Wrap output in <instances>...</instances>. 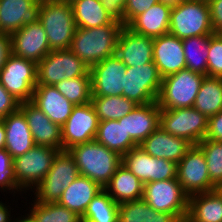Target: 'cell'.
<instances>
[{
    "mask_svg": "<svg viewBox=\"0 0 222 222\" xmlns=\"http://www.w3.org/2000/svg\"><path fill=\"white\" fill-rule=\"evenodd\" d=\"M123 27L122 23L114 20L109 25L96 28H76L70 50L90 69L116 54L117 40Z\"/></svg>",
    "mask_w": 222,
    "mask_h": 222,
    "instance_id": "cell-1",
    "label": "cell"
},
{
    "mask_svg": "<svg viewBox=\"0 0 222 222\" xmlns=\"http://www.w3.org/2000/svg\"><path fill=\"white\" fill-rule=\"evenodd\" d=\"M68 151L73 156L80 175L98 183L103 189L122 164L120 154L96 140L75 145Z\"/></svg>",
    "mask_w": 222,
    "mask_h": 222,
    "instance_id": "cell-2",
    "label": "cell"
},
{
    "mask_svg": "<svg viewBox=\"0 0 222 222\" xmlns=\"http://www.w3.org/2000/svg\"><path fill=\"white\" fill-rule=\"evenodd\" d=\"M38 21L42 24L51 50L70 49L76 30L70 2H42Z\"/></svg>",
    "mask_w": 222,
    "mask_h": 222,
    "instance_id": "cell-3",
    "label": "cell"
},
{
    "mask_svg": "<svg viewBox=\"0 0 222 222\" xmlns=\"http://www.w3.org/2000/svg\"><path fill=\"white\" fill-rule=\"evenodd\" d=\"M169 33L180 39L214 34L207 0H186L172 7Z\"/></svg>",
    "mask_w": 222,
    "mask_h": 222,
    "instance_id": "cell-4",
    "label": "cell"
},
{
    "mask_svg": "<svg viewBox=\"0 0 222 222\" xmlns=\"http://www.w3.org/2000/svg\"><path fill=\"white\" fill-rule=\"evenodd\" d=\"M205 75L183 69L162 78L157 104L160 109L193 107Z\"/></svg>",
    "mask_w": 222,
    "mask_h": 222,
    "instance_id": "cell-5",
    "label": "cell"
},
{
    "mask_svg": "<svg viewBox=\"0 0 222 222\" xmlns=\"http://www.w3.org/2000/svg\"><path fill=\"white\" fill-rule=\"evenodd\" d=\"M59 151L52 147L35 145L24 155L13 159V175L17 186L24 191L22 194H26L29 189L32 192L44 179Z\"/></svg>",
    "mask_w": 222,
    "mask_h": 222,
    "instance_id": "cell-6",
    "label": "cell"
},
{
    "mask_svg": "<svg viewBox=\"0 0 222 222\" xmlns=\"http://www.w3.org/2000/svg\"><path fill=\"white\" fill-rule=\"evenodd\" d=\"M80 175L73 156L68 150H60L44 179L32 189L33 201L55 203L62 192Z\"/></svg>",
    "mask_w": 222,
    "mask_h": 222,
    "instance_id": "cell-7",
    "label": "cell"
},
{
    "mask_svg": "<svg viewBox=\"0 0 222 222\" xmlns=\"http://www.w3.org/2000/svg\"><path fill=\"white\" fill-rule=\"evenodd\" d=\"M143 200L158 212L174 214L181 222L186 220L189 196L177 178L144 184Z\"/></svg>",
    "mask_w": 222,
    "mask_h": 222,
    "instance_id": "cell-8",
    "label": "cell"
},
{
    "mask_svg": "<svg viewBox=\"0 0 222 222\" xmlns=\"http://www.w3.org/2000/svg\"><path fill=\"white\" fill-rule=\"evenodd\" d=\"M0 83L20 103L31 101L37 85V64L11 53L0 70Z\"/></svg>",
    "mask_w": 222,
    "mask_h": 222,
    "instance_id": "cell-9",
    "label": "cell"
},
{
    "mask_svg": "<svg viewBox=\"0 0 222 222\" xmlns=\"http://www.w3.org/2000/svg\"><path fill=\"white\" fill-rule=\"evenodd\" d=\"M208 118L194 107L161 109L160 127L176 137L197 145L205 139Z\"/></svg>",
    "mask_w": 222,
    "mask_h": 222,
    "instance_id": "cell-10",
    "label": "cell"
},
{
    "mask_svg": "<svg viewBox=\"0 0 222 222\" xmlns=\"http://www.w3.org/2000/svg\"><path fill=\"white\" fill-rule=\"evenodd\" d=\"M89 67L70 49L52 50L37 63V85H52L84 76Z\"/></svg>",
    "mask_w": 222,
    "mask_h": 222,
    "instance_id": "cell-11",
    "label": "cell"
},
{
    "mask_svg": "<svg viewBox=\"0 0 222 222\" xmlns=\"http://www.w3.org/2000/svg\"><path fill=\"white\" fill-rule=\"evenodd\" d=\"M162 77L154 62L137 67H127L124 74V89L122 96L138 105L156 102Z\"/></svg>",
    "mask_w": 222,
    "mask_h": 222,
    "instance_id": "cell-12",
    "label": "cell"
},
{
    "mask_svg": "<svg viewBox=\"0 0 222 222\" xmlns=\"http://www.w3.org/2000/svg\"><path fill=\"white\" fill-rule=\"evenodd\" d=\"M176 178L189 197L217 189L211 183L205 156L198 145H193L177 164Z\"/></svg>",
    "mask_w": 222,
    "mask_h": 222,
    "instance_id": "cell-13",
    "label": "cell"
},
{
    "mask_svg": "<svg viewBox=\"0 0 222 222\" xmlns=\"http://www.w3.org/2000/svg\"><path fill=\"white\" fill-rule=\"evenodd\" d=\"M122 164L143 184L176 178L177 164L175 162L151 156L139 146L122 156Z\"/></svg>",
    "mask_w": 222,
    "mask_h": 222,
    "instance_id": "cell-14",
    "label": "cell"
},
{
    "mask_svg": "<svg viewBox=\"0 0 222 222\" xmlns=\"http://www.w3.org/2000/svg\"><path fill=\"white\" fill-rule=\"evenodd\" d=\"M99 119L91 102L73 107L71 115L61 127L62 150L95 140Z\"/></svg>",
    "mask_w": 222,
    "mask_h": 222,
    "instance_id": "cell-15",
    "label": "cell"
},
{
    "mask_svg": "<svg viewBox=\"0 0 222 222\" xmlns=\"http://www.w3.org/2000/svg\"><path fill=\"white\" fill-rule=\"evenodd\" d=\"M127 66L114 54L90 68L92 97L122 95Z\"/></svg>",
    "mask_w": 222,
    "mask_h": 222,
    "instance_id": "cell-16",
    "label": "cell"
},
{
    "mask_svg": "<svg viewBox=\"0 0 222 222\" xmlns=\"http://www.w3.org/2000/svg\"><path fill=\"white\" fill-rule=\"evenodd\" d=\"M11 53L17 57L39 63L52 50L42 24H26L10 35Z\"/></svg>",
    "mask_w": 222,
    "mask_h": 222,
    "instance_id": "cell-17",
    "label": "cell"
},
{
    "mask_svg": "<svg viewBox=\"0 0 222 222\" xmlns=\"http://www.w3.org/2000/svg\"><path fill=\"white\" fill-rule=\"evenodd\" d=\"M153 62L162 78L185 69L182 39L170 33L154 38Z\"/></svg>",
    "mask_w": 222,
    "mask_h": 222,
    "instance_id": "cell-18",
    "label": "cell"
},
{
    "mask_svg": "<svg viewBox=\"0 0 222 222\" xmlns=\"http://www.w3.org/2000/svg\"><path fill=\"white\" fill-rule=\"evenodd\" d=\"M19 109L27 119L36 145L62 150V131L60 125L53 123L31 101L20 103Z\"/></svg>",
    "mask_w": 222,
    "mask_h": 222,
    "instance_id": "cell-19",
    "label": "cell"
},
{
    "mask_svg": "<svg viewBox=\"0 0 222 222\" xmlns=\"http://www.w3.org/2000/svg\"><path fill=\"white\" fill-rule=\"evenodd\" d=\"M116 55L127 67L153 62V38L132 32L124 26L117 40Z\"/></svg>",
    "mask_w": 222,
    "mask_h": 222,
    "instance_id": "cell-20",
    "label": "cell"
},
{
    "mask_svg": "<svg viewBox=\"0 0 222 222\" xmlns=\"http://www.w3.org/2000/svg\"><path fill=\"white\" fill-rule=\"evenodd\" d=\"M40 6L35 0H0V33L11 35L37 22Z\"/></svg>",
    "mask_w": 222,
    "mask_h": 222,
    "instance_id": "cell-21",
    "label": "cell"
},
{
    "mask_svg": "<svg viewBox=\"0 0 222 222\" xmlns=\"http://www.w3.org/2000/svg\"><path fill=\"white\" fill-rule=\"evenodd\" d=\"M192 146L187 139L173 136L160 126L139 145L149 155L171 160L176 164Z\"/></svg>",
    "mask_w": 222,
    "mask_h": 222,
    "instance_id": "cell-22",
    "label": "cell"
},
{
    "mask_svg": "<svg viewBox=\"0 0 222 222\" xmlns=\"http://www.w3.org/2000/svg\"><path fill=\"white\" fill-rule=\"evenodd\" d=\"M31 102L53 123L61 127L71 115L74 105L52 85H36Z\"/></svg>",
    "mask_w": 222,
    "mask_h": 222,
    "instance_id": "cell-23",
    "label": "cell"
},
{
    "mask_svg": "<svg viewBox=\"0 0 222 222\" xmlns=\"http://www.w3.org/2000/svg\"><path fill=\"white\" fill-rule=\"evenodd\" d=\"M160 111L157 101L137 105L119 120H124L126 133H129V136L140 145L160 126Z\"/></svg>",
    "mask_w": 222,
    "mask_h": 222,
    "instance_id": "cell-24",
    "label": "cell"
},
{
    "mask_svg": "<svg viewBox=\"0 0 222 222\" xmlns=\"http://www.w3.org/2000/svg\"><path fill=\"white\" fill-rule=\"evenodd\" d=\"M5 125V150L14 159L24 155L36 144L24 113L18 109L2 119Z\"/></svg>",
    "mask_w": 222,
    "mask_h": 222,
    "instance_id": "cell-25",
    "label": "cell"
},
{
    "mask_svg": "<svg viewBox=\"0 0 222 222\" xmlns=\"http://www.w3.org/2000/svg\"><path fill=\"white\" fill-rule=\"evenodd\" d=\"M171 9L172 7L158 2L136 16L126 27L136 34L157 38L169 33Z\"/></svg>",
    "mask_w": 222,
    "mask_h": 222,
    "instance_id": "cell-26",
    "label": "cell"
},
{
    "mask_svg": "<svg viewBox=\"0 0 222 222\" xmlns=\"http://www.w3.org/2000/svg\"><path fill=\"white\" fill-rule=\"evenodd\" d=\"M103 188L88 177L79 175L62 192L58 204L75 212L82 217L93 198L100 193Z\"/></svg>",
    "mask_w": 222,
    "mask_h": 222,
    "instance_id": "cell-27",
    "label": "cell"
},
{
    "mask_svg": "<svg viewBox=\"0 0 222 222\" xmlns=\"http://www.w3.org/2000/svg\"><path fill=\"white\" fill-rule=\"evenodd\" d=\"M185 222H222V194L218 189L190 196Z\"/></svg>",
    "mask_w": 222,
    "mask_h": 222,
    "instance_id": "cell-28",
    "label": "cell"
},
{
    "mask_svg": "<svg viewBox=\"0 0 222 222\" xmlns=\"http://www.w3.org/2000/svg\"><path fill=\"white\" fill-rule=\"evenodd\" d=\"M104 190L116 203L120 204L142 199L144 184L121 164Z\"/></svg>",
    "mask_w": 222,
    "mask_h": 222,
    "instance_id": "cell-29",
    "label": "cell"
},
{
    "mask_svg": "<svg viewBox=\"0 0 222 222\" xmlns=\"http://www.w3.org/2000/svg\"><path fill=\"white\" fill-rule=\"evenodd\" d=\"M95 140L121 156L139 146L129 133H126L124 120L99 121Z\"/></svg>",
    "mask_w": 222,
    "mask_h": 222,
    "instance_id": "cell-30",
    "label": "cell"
},
{
    "mask_svg": "<svg viewBox=\"0 0 222 222\" xmlns=\"http://www.w3.org/2000/svg\"><path fill=\"white\" fill-rule=\"evenodd\" d=\"M118 222H181L174 214L158 212L144 200L119 204Z\"/></svg>",
    "mask_w": 222,
    "mask_h": 222,
    "instance_id": "cell-31",
    "label": "cell"
},
{
    "mask_svg": "<svg viewBox=\"0 0 222 222\" xmlns=\"http://www.w3.org/2000/svg\"><path fill=\"white\" fill-rule=\"evenodd\" d=\"M70 3L77 28H96L114 21L100 0H73Z\"/></svg>",
    "mask_w": 222,
    "mask_h": 222,
    "instance_id": "cell-32",
    "label": "cell"
},
{
    "mask_svg": "<svg viewBox=\"0 0 222 222\" xmlns=\"http://www.w3.org/2000/svg\"><path fill=\"white\" fill-rule=\"evenodd\" d=\"M193 107L208 119L222 110V78L205 76Z\"/></svg>",
    "mask_w": 222,
    "mask_h": 222,
    "instance_id": "cell-33",
    "label": "cell"
},
{
    "mask_svg": "<svg viewBox=\"0 0 222 222\" xmlns=\"http://www.w3.org/2000/svg\"><path fill=\"white\" fill-rule=\"evenodd\" d=\"M91 103L99 121L119 120L138 105L122 95L91 97Z\"/></svg>",
    "mask_w": 222,
    "mask_h": 222,
    "instance_id": "cell-34",
    "label": "cell"
},
{
    "mask_svg": "<svg viewBox=\"0 0 222 222\" xmlns=\"http://www.w3.org/2000/svg\"><path fill=\"white\" fill-rule=\"evenodd\" d=\"M186 69L207 76L209 36L182 39Z\"/></svg>",
    "mask_w": 222,
    "mask_h": 222,
    "instance_id": "cell-35",
    "label": "cell"
},
{
    "mask_svg": "<svg viewBox=\"0 0 222 222\" xmlns=\"http://www.w3.org/2000/svg\"><path fill=\"white\" fill-rule=\"evenodd\" d=\"M119 204L103 189L89 203L81 222H118Z\"/></svg>",
    "mask_w": 222,
    "mask_h": 222,
    "instance_id": "cell-36",
    "label": "cell"
},
{
    "mask_svg": "<svg viewBox=\"0 0 222 222\" xmlns=\"http://www.w3.org/2000/svg\"><path fill=\"white\" fill-rule=\"evenodd\" d=\"M54 87L74 106L91 102L92 86L90 70L84 75L72 79H64Z\"/></svg>",
    "mask_w": 222,
    "mask_h": 222,
    "instance_id": "cell-37",
    "label": "cell"
},
{
    "mask_svg": "<svg viewBox=\"0 0 222 222\" xmlns=\"http://www.w3.org/2000/svg\"><path fill=\"white\" fill-rule=\"evenodd\" d=\"M34 203L29 207V213L36 222H81V217L68 208L55 203Z\"/></svg>",
    "mask_w": 222,
    "mask_h": 222,
    "instance_id": "cell-38",
    "label": "cell"
},
{
    "mask_svg": "<svg viewBox=\"0 0 222 222\" xmlns=\"http://www.w3.org/2000/svg\"><path fill=\"white\" fill-rule=\"evenodd\" d=\"M197 145L205 156L211 183L218 188L222 184V142L204 139Z\"/></svg>",
    "mask_w": 222,
    "mask_h": 222,
    "instance_id": "cell-39",
    "label": "cell"
},
{
    "mask_svg": "<svg viewBox=\"0 0 222 222\" xmlns=\"http://www.w3.org/2000/svg\"><path fill=\"white\" fill-rule=\"evenodd\" d=\"M9 192H8V191ZM0 191L13 193H22L23 191L17 186L13 175V158L5 149H0Z\"/></svg>",
    "mask_w": 222,
    "mask_h": 222,
    "instance_id": "cell-40",
    "label": "cell"
},
{
    "mask_svg": "<svg viewBox=\"0 0 222 222\" xmlns=\"http://www.w3.org/2000/svg\"><path fill=\"white\" fill-rule=\"evenodd\" d=\"M207 76L222 78V34L209 35Z\"/></svg>",
    "mask_w": 222,
    "mask_h": 222,
    "instance_id": "cell-41",
    "label": "cell"
},
{
    "mask_svg": "<svg viewBox=\"0 0 222 222\" xmlns=\"http://www.w3.org/2000/svg\"><path fill=\"white\" fill-rule=\"evenodd\" d=\"M158 2L159 0H127L124 8V26Z\"/></svg>",
    "mask_w": 222,
    "mask_h": 222,
    "instance_id": "cell-42",
    "label": "cell"
},
{
    "mask_svg": "<svg viewBox=\"0 0 222 222\" xmlns=\"http://www.w3.org/2000/svg\"><path fill=\"white\" fill-rule=\"evenodd\" d=\"M20 102L16 100L0 83V119L19 109Z\"/></svg>",
    "mask_w": 222,
    "mask_h": 222,
    "instance_id": "cell-43",
    "label": "cell"
},
{
    "mask_svg": "<svg viewBox=\"0 0 222 222\" xmlns=\"http://www.w3.org/2000/svg\"><path fill=\"white\" fill-rule=\"evenodd\" d=\"M106 12L124 25V8L127 0H100Z\"/></svg>",
    "mask_w": 222,
    "mask_h": 222,
    "instance_id": "cell-44",
    "label": "cell"
},
{
    "mask_svg": "<svg viewBox=\"0 0 222 222\" xmlns=\"http://www.w3.org/2000/svg\"><path fill=\"white\" fill-rule=\"evenodd\" d=\"M210 7V19L215 34H222V0H207Z\"/></svg>",
    "mask_w": 222,
    "mask_h": 222,
    "instance_id": "cell-45",
    "label": "cell"
},
{
    "mask_svg": "<svg viewBox=\"0 0 222 222\" xmlns=\"http://www.w3.org/2000/svg\"><path fill=\"white\" fill-rule=\"evenodd\" d=\"M205 139L222 142V110L209 118Z\"/></svg>",
    "mask_w": 222,
    "mask_h": 222,
    "instance_id": "cell-46",
    "label": "cell"
},
{
    "mask_svg": "<svg viewBox=\"0 0 222 222\" xmlns=\"http://www.w3.org/2000/svg\"><path fill=\"white\" fill-rule=\"evenodd\" d=\"M11 54L10 35L0 33V70L3 68L6 59Z\"/></svg>",
    "mask_w": 222,
    "mask_h": 222,
    "instance_id": "cell-47",
    "label": "cell"
},
{
    "mask_svg": "<svg viewBox=\"0 0 222 222\" xmlns=\"http://www.w3.org/2000/svg\"><path fill=\"white\" fill-rule=\"evenodd\" d=\"M10 209V210H9ZM11 208L9 205L0 201V222H13L11 217Z\"/></svg>",
    "mask_w": 222,
    "mask_h": 222,
    "instance_id": "cell-48",
    "label": "cell"
},
{
    "mask_svg": "<svg viewBox=\"0 0 222 222\" xmlns=\"http://www.w3.org/2000/svg\"><path fill=\"white\" fill-rule=\"evenodd\" d=\"M6 131L3 120L0 119V149H5Z\"/></svg>",
    "mask_w": 222,
    "mask_h": 222,
    "instance_id": "cell-49",
    "label": "cell"
},
{
    "mask_svg": "<svg viewBox=\"0 0 222 222\" xmlns=\"http://www.w3.org/2000/svg\"><path fill=\"white\" fill-rule=\"evenodd\" d=\"M25 216V217H24ZM21 218V219H20ZM13 222H36L33 216L28 212L26 215H21L19 218L13 220Z\"/></svg>",
    "mask_w": 222,
    "mask_h": 222,
    "instance_id": "cell-50",
    "label": "cell"
},
{
    "mask_svg": "<svg viewBox=\"0 0 222 222\" xmlns=\"http://www.w3.org/2000/svg\"><path fill=\"white\" fill-rule=\"evenodd\" d=\"M186 0H159V2L164 3L170 7L178 6L180 3L185 2Z\"/></svg>",
    "mask_w": 222,
    "mask_h": 222,
    "instance_id": "cell-51",
    "label": "cell"
},
{
    "mask_svg": "<svg viewBox=\"0 0 222 222\" xmlns=\"http://www.w3.org/2000/svg\"><path fill=\"white\" fill-rule=\"evenodd\" d=\"M36 2L42 3V2H49V1H57V0H35Z\"/></svg>",
    "mask_w": 222,
    "mask_h": 222,
    "instance_id": "cell-52",
    "label": "cell"
},
{
    "mask_svg": "<svg viewBox=\"0 0 222 222\" xmlns=\"http://www.w3.org/2000/svg\"><path fill=\"white\" fill-rule=\"evenodd\" d=\"M217 189L222 194V184Z\"/></svg>",
    "mask_w": 222,
    "mask_h": 222,
    "instance_id": "cell-53",
    "label": "cell"
}]
</instances>
